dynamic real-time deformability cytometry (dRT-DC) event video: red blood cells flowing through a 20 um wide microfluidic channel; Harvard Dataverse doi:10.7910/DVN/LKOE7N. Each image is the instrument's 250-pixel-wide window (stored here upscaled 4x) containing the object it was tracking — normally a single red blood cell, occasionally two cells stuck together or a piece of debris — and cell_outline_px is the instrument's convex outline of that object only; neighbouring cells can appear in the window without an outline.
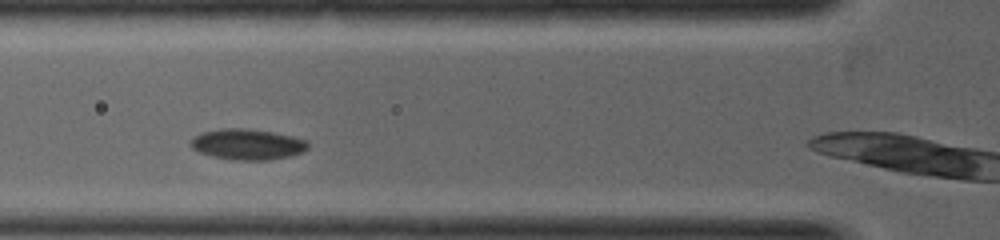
{"species": "common noctule bat (a hibernating species)", "species_latin": "Nyctalus noctula", "temperature_condition": "warm", "stored_images_in_passage": 5, "camera_frame_rate_fps": 5000, "um_per_image_px": 0.085, "animal": {"sex": "female", "body_mass_g": 19.0, "forearm_length_mm": 53.3}, "frame": {"image": 1, "passage_image": 4, "time_ms": 1.0, "image_size_px": [1000, 240], "cell_outline_px": [[308, 148], [292, 156], [268, 160], [232, 160], [212, 156], [200, 152], [192, 148], [188, 144], [192, 136], [200, 132], [220, 128], [244, 128], [272, 132], [292, 136], [308, 140]], "centroid_in_image_um": [20.98, 12.26], "position_along_channel_um": 104.8, "area_um2": 21.27}}
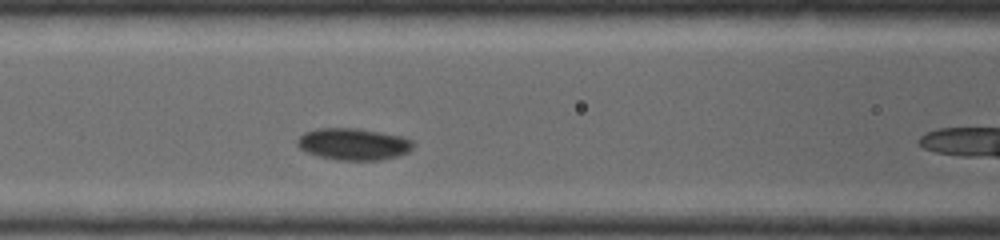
{"frame": {"image": 2, "passage_image": 5, "time_ms": 1.4, "image_size_px": [1000, 240], "cell_outline_px": [[412, 148], [408, 152], [400, 156], [380, 160], [336, 160], [304, 152], [296, 144], [296, 140], [304, 132], [316, 128], [356, 128], [380, 132], [400, 136], [412, 140]], "centroid_in_image_um": [30.01, 12.25], "position_along_channel_um": 136.6, "area_um2": 21.56}}